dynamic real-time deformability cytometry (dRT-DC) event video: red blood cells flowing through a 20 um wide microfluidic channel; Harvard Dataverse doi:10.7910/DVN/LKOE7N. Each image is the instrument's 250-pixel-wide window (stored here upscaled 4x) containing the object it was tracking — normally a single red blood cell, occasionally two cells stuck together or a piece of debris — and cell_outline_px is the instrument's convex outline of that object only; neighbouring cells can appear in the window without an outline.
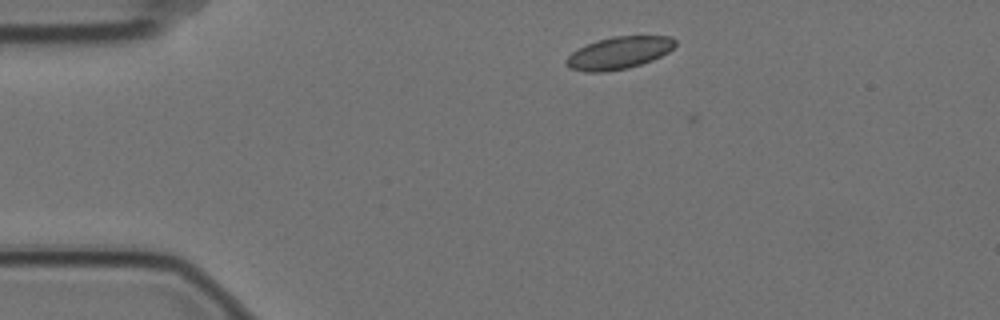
{"species": "Egyptian fruit bat (a non-hibernating species)", "species_latin": "Rousettus aegyptiacus", "temperature_condition": "cold", "stored_images_in_passage": 3, "camera_frame_rate_fps": 3000, "um_per_image_px": 0.085, "animal": {"sex": "female"}, "frame": {"image": 1, "passage_image": 2, "time_ms": 0.333, "image_size_px": [1000, 320], "cell_outline_px": [[676, 44], [668, 52], [652, 60], [628, 68], [604, 72], [588, 72], [568, 68], [564, 60], [572, 52], [588, 44], [612, 36], [672, 36], [676, 40]], "centroid_in_image_um": [52.61, 4.5], "position_along_channel_um": 32.4, "area_um2": 20.35}}